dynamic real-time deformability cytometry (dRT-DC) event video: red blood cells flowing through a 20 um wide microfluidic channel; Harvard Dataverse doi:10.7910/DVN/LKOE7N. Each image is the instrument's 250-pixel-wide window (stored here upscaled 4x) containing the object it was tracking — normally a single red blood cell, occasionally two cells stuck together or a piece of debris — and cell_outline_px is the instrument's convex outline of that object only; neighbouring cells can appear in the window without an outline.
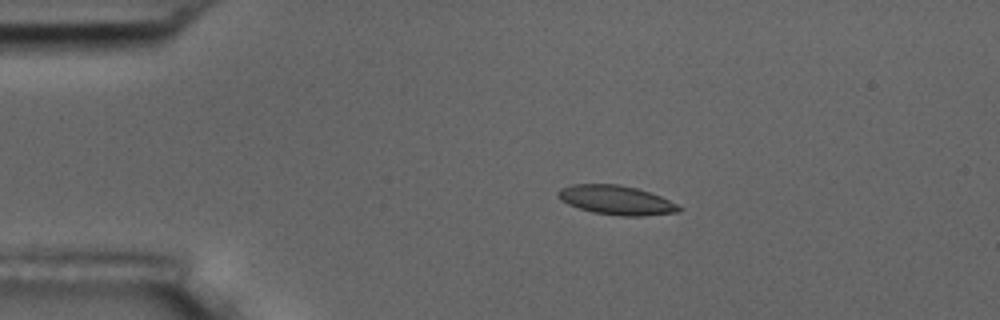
{"species": "common noctule bat (a hibernating species)", "species_latin": "Nyctalus noctula", "temperature_condition": "room temperature", "stored_images_in_passage": 46, "camera_frame_rate_fps": 3000, "um_per_image_px": 0.085, "animal": {"sex": "male", "body_mass_g": 17.5, "forearm_length_mm": 52.3}, "frame": {"image": 1, "passage_image": 1, "time_ms": 0.0, "image_size_px": [1000, 320], "cell_outline_px": [[684, 208], [680, 212], [644, 216], [620, 216], [592, 212], [568, 204], [560, 200], [556, 196], [556, 192], [560, 188], [572, 184], [616, 184], [636, 188], [660, 196]], "centroid_in_image_um": [52.36, 17.01], "position_along_channel_um": 32.6, "area_um2": 20.63}}
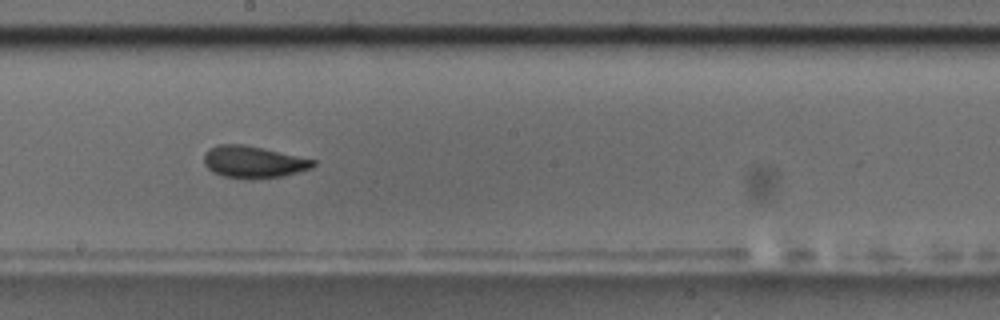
{"frame": {"image": 2, "passage_image": 21, "time_ms": 6.667, "image_size_px": [1000, 320], "cell_outline_px": [[316, 164], [312, 168], [284, 176], [252, 180], [224, 176], [212, 172], [204, 164], [204, 152], [208, 148], [216, 144], [244, 144], [316, 160]], "centroid_in_image_um": [21.51, 13.77], "position_along_channel_um": 226.7, "area_um2": 20.58}}
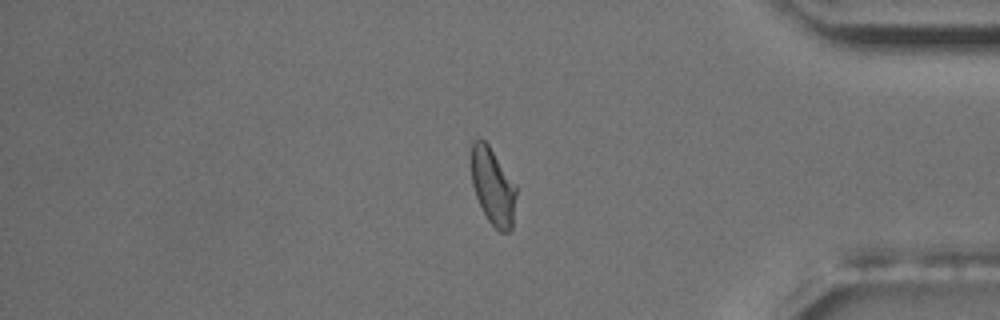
{"frame": {"image": 3, "passage_image": 37, "time_ms": 12.0, "image_size_px": [1000, 320], "cell_outline_px": [[516, 196], [512, 228], [508, 232], [500, 232], [488, 220], [476, 196], [472, 184], [472, 140], [484, 140], [488, 144], [516, 184]], "centroid_in_image_um": [41.91, 15.86], "position_along_channel_um": 393.3, "area_um2": 19.88}, "authors_computed_cell_mechanics": {"area_um2": 20.3167, "velocity_mm_per_s": 3.6007, "shape_relaxation_time_tau1_ms": 7.3513, "shape_relaxation_time_tau2_ms": 1.7566, "deformation_change_tau1": 0.1611, "deformation_change_tau2": 0.0635}}